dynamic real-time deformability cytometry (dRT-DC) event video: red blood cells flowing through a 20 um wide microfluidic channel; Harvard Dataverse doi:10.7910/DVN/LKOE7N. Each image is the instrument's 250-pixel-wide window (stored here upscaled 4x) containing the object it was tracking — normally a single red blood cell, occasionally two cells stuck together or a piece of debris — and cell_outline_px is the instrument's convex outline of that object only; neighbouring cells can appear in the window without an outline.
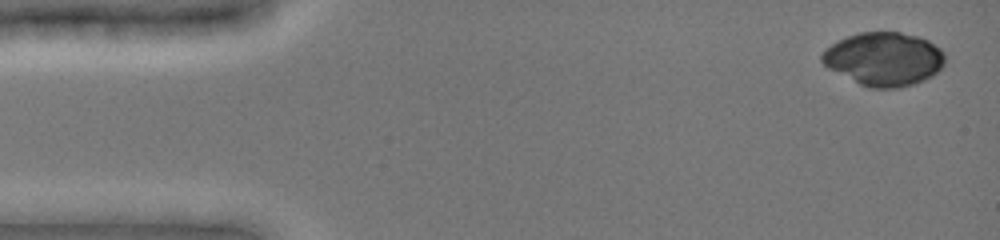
{"species": "common noctule bat (a hibernating species)", "species_latin": "Nyctalus noctula", "temperature_condition": "cold", "stored_images_in_passage": 17, "camera_frame_rate_fps": 3000, "um_per_image_px": 0.085, "animal": {"sex": "female", "body_mass_g": 19.0, "forearm_length_mm": 51.5}, "frame": {"image": 1, "passage_image": 1, "time_ms": 0.0, "image_size_px": [1000, 240], "cell_outline_px": [[944, 64], [932, 76], [924, 80], [900, 88], [868, 88], [828, 68], [820, 60], [820, 56], [832, 44], [848, 36], [860, 32], [900, 32], [916, 36], [928, 40], [940, 48], [944, 52]], "centroid_in_image_um": [75.15, 5.02], "position_along_channel_um": 9.9, "area_um2": 38.09}}